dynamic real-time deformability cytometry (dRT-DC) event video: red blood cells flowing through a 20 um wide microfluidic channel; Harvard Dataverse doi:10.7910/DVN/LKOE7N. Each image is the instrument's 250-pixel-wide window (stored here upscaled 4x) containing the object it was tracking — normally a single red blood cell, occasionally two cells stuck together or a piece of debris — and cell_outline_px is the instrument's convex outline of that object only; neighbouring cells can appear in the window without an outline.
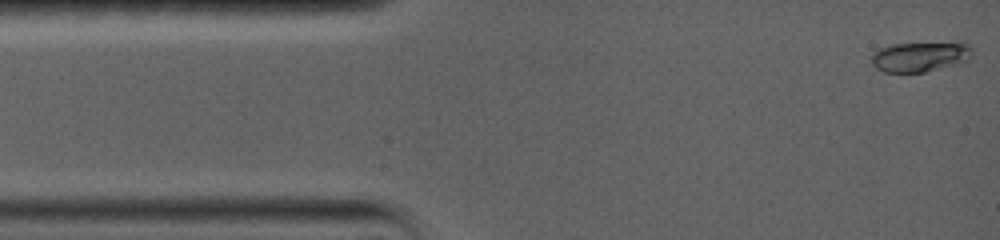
{"species": "common noctule bat (a hibernating species)", "species_latin": "Nyctalus noctula", "temperature_condition": "warm", "stored_images_in_passage": 13, "camera_frame_rate_fps": 5000, "um_per_image_px": 0.085, "animal": {"sex": "female", "body_mass_g": 19.0, "forearm_length_mm": 56.7}, "frame": {"image": 1, "passage_image": 1, "time_ms": 0.0, "image_size_px": [1000, 240], "cell_outline_px": [[972, 52], [968, 60], [956, 64], [924, 72], [884, 72], [876, 68], [872, 64], [872, 52], [880, 48], [892, 44], [960, 40], [964, 40], [972, 48]], "centroid_in_image_um": [78.26, 4.77], "position_along_channel_um": 6.7, "area_um2": 18.26}}